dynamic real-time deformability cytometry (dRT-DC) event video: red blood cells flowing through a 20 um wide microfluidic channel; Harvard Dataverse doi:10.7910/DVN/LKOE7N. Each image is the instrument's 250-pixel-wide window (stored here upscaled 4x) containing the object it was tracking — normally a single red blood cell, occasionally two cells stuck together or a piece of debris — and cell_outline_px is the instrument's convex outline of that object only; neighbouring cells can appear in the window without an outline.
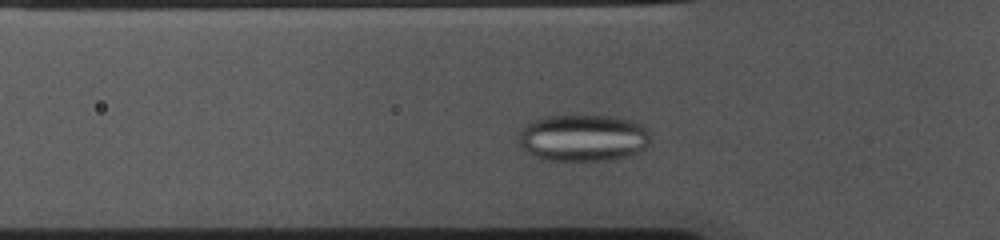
{"species": "common noctule bat (a hibernating species)", "species_latin": "Nyctalus noctula", "temperature_condition": "cold", "stored_images_in_passage": 35, "camera_frame_rate_fps": 3000, "um_per_image_px": 0.085, "animal": {"sex": "female", "body_mass_g": 10.0, "forearm_length_mm": 53.1}, "frame": {"image": 1, "passage_image": 9, "time_ms": 2.667, "image_size_px": [1000, 240], "cell_outline_px": [[648, 144], [640, 152], [628, 156], [608, 160], [548, 160], [536, 156], [528, 152], [520, 144], [520, 128], [524, 124], [532, 120], [544, 116], [616, 116], [636, 120], [644, 124], [648, 128]], "centroid_in_image_um": [49.6, 11.69], "position_along_channel_um": 76.2, "area_um2": 36.24}}
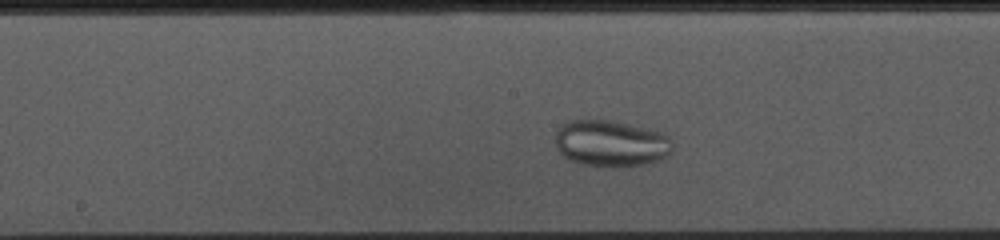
{"frame": {"image": 2, "passage_image": 19, "time_ms": 6.0, "image_size_px": [1000, 240], "cell_outline_px": [[672, 152], [668, 156], [644, 164], [624, 168], [584, 164], [568, 160], [556, 148], [556, 132], [568, 120], [600, 116], [664, 132], [672, 140]], "centroid_in_image_um": [51.94, 12.14], "position_along_channel_um": 196.3, "area_um2": 32.83}}
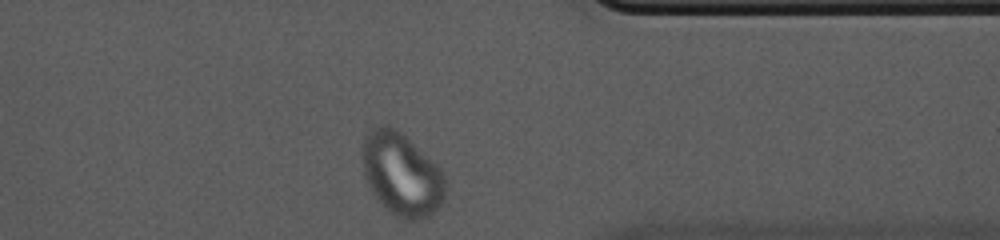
{"frame": {"image": 3, "passage_image": 35, "time_ms": 11.333, "image_size_px": [1000, 240], "cell_outline_px": [[444, 200], [428, 216], [416, 220], [408, 220], [396, 216], [376, 200], [364, 176], [364, 136], [368, 128], [380, 124], [388, 124], [396, 128], [436, 164], [444, 172]], "centroid_in_image_um": [34.12, 14.79], "position_along_channel_um": 377.3, "area_um2": 39.82}}